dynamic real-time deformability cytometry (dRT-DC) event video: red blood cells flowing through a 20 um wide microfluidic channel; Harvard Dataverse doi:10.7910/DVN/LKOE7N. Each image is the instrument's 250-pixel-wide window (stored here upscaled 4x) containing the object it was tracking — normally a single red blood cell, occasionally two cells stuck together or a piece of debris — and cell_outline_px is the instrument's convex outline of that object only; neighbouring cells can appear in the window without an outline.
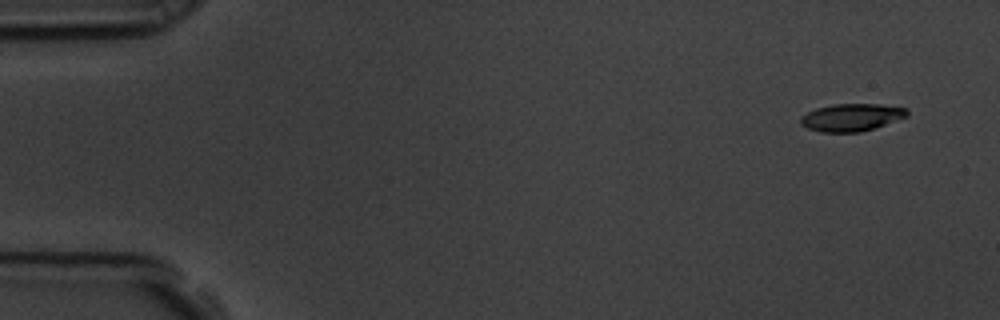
{"species": "common noctule bat (a hibernating species)", "species_latin": "Nyctalus noctula", "temperature_condition": "room temperature", "stored_images_in_passage": 55, "camera_frame_rate_fps": 3000, "um_per_image_px": 0.085, "animal": {"sex": "male", "body_mass_g": 19.5, "forearm_length_mm": 54.6}, "frame": {"image": 1, "passage_image": 1, "time_ms": 0.0, "image_size_px": [1000, 320], "cell_outline_px": [[908, 116], [876, 128], [860, 132], [820, 132], [808, 128], [800, 124], [800, 116], [816, 108], [832, 104], [876, 104], [904, 108], [908, 112]], "centroid_in_image_um": [72.35, 9.98], "position_along_channel_um": 12.7, "area_um2": 17.05}}
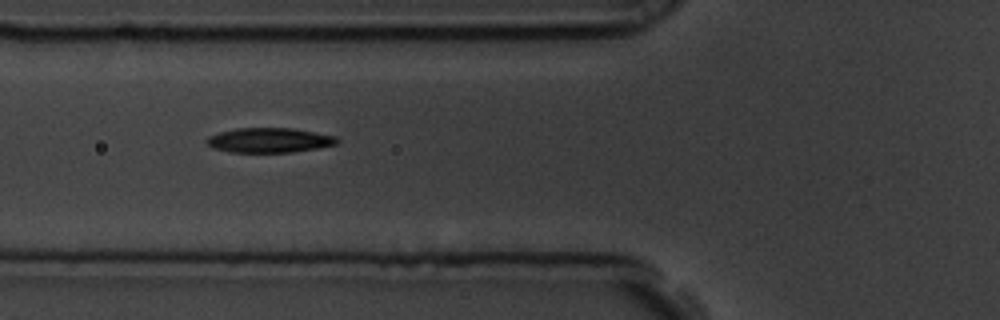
{"frame": {"image": 2, "passage_image": 19, "time_ms": 6.0, "image_size_px": [1000, 320], "cell_outline_px": [[340, 140], [336, 144], [316, 148], [292, 152], [232, 152], [212, 148], [204, 140], [208, 136], [220, 132], [236, 128], [292, 128], [336, 136]], "centroid_in_image_um": [22.87, 11.91], "position_along_channel_um": 102.9, "area_um2": 18.73}}
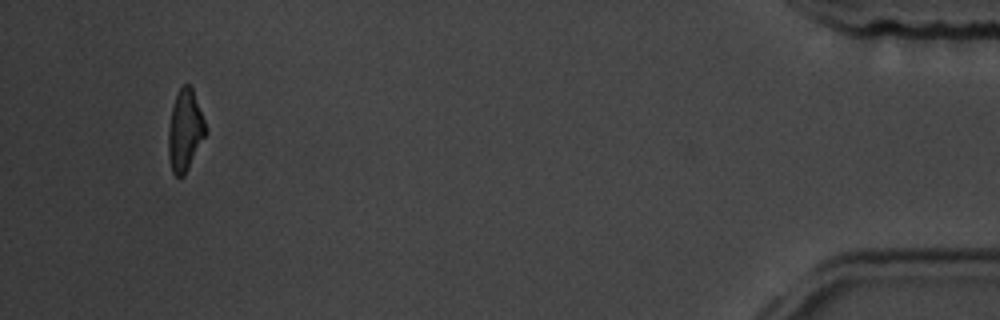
{"frame": {"image": 3, "passage_image": 52, "time_ms": 17.0, "image_size_px": [1000, 320], "cell_outline_px": [[208, 132], [184, 176], [176, 176], [172, 172], [168, 156], [168, 128], [172, 108], [176, 96], [180, 88], [184, 84], [188, 84], [192, 88], [204, 120]], "centroid_in_image_um": [15.73, 11.12], "position_along_channel_um": 419.5, "area_um2": 17.57}, "authors_computed_cell_mechanics": {"area_um2": 18.6694, "velocity_mm_per_s": 3.5693, "shape_relaxation_time_tau1_ms": 3.3841, "shape_relaxation_time_tau2_ms": 2.2584, "deformation_change_tau1": 0.1506, "deformation_change_tau2": 0.0921}}